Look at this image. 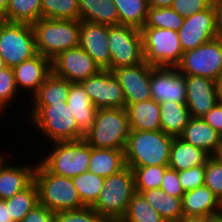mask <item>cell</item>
Here are the masks:
<instances>
[{
  "label": "cell",
  "instance_id": "836d02e7",
  "mask_svg": "<svg viewBox=\"0 0 222 222\" xmlns=\"http://www.w3.org/2000/svg\"><path fill=\"white\" fill-rule=\"evenodd\" d=\"M41 18L80 20L79 0H41Z\"/></svg>",
  "mask_w": 222,
  "mask_h": 222
},
{
  "label": "cell",
  "instance_id": "6da1fadb",
  "mask_svg": "<svg viewBox=\"0 0 222 222\" xmlns=\"http://www.w3.org/2000/svg\"><path fill=\"white\" fill-rule=\"evenodd\" d=\"M173 139L162 130H131L124 149L126 166L133 169L168 165Z\"/></svg>",
  "mask_w": 222,
  "mask_h": 222
},
{
  "label": "cell",
  "instance_id": "7dc6e473",
  "mask_svg": "<svg viewBox=\"0 0 222 222\" xmlns=\"http://www.w3.org/2000/svg\"><path fill=\"white\" fill-rule=\"evenodd\" d=\"M213 6L216 12L217 37L222 39V0H213Z\"/></svg>",
  "mask_w": 222,
  "mask_h": 222
},
{
  "label": "cell",
  "instance_id": "11a10c76",
  "mask_svg": "<svg viewBox=\"0 0 222 222\" xmlns=\"http://www.w3.org/2000/svg\"><path fill=\"white\" fill-rule=\"evenodd\" d=\"M7 67L5 62H4V59L3 57L0 55V70Z\"/></svg>",
  "mask_w": 222,
  "mask_h": 222
},
{
  "label": "cell",
  "instance_id": "4316f807",
  "mask_svg": "<svg viewBox=\"0 0 222 222\" xmlns=\"http://www.w3.org/2000/svg\"><path fill=\"white\" fill-rule=\"evenodd\" d=\"M80 20L108 26L119 25L117 8L112 0H79Z\"/></svg>",
  "mask_w": 222,
  "mask_h": 222
},
{
  "label": "cell",
  "instance_id": "7c38bea8",
  "mask_svg": "<svg viewBox=\"0 0 222 222\" xmlns=\"http://www.w3.org/2000/svg\"><path fill=\"white\" fill-rule=\"evenodd\" d=\"M80 84L97 109L126 108L122 87L111 70L101 69Z\"/></svg>",
  "mask_w": 222,
  "mask_h": 222
},
{
  "label": "cell",
  "instance_id": "5bb4252c",
  "mask_svg": "<svg viewBox=\"0 0 222 222\" xmlns=\"http://www.w3.org/2000/svg\"><path fill=\"white\" fill-rule=\"evenodd\" d=\"M177 34L183 53L216 38V12L214 6L212 5L207 10L184 18Z\"/></svg>",
  "mask_w": 222,
  "mask_h": 222
},
{
  "label": "cell",
  "instance_id": "4fadbf2b",
  "mask_svg": "<svg viewBox=\"0 0 222 222\" xmlns=\"http://www.w3.org/2000/svg\"><path fill=\"white\" fill-rule=\"evenodd\" d=\"M100 70L101 67L80 46L63 51L52 59V72L71 83H80Z\"/></svg>",
  "mask_w": 222,
  "mask_h": 222
},
{
  "label": "cell",
  "instance_id": "9a60e30c",
  "mask_svg": "<svg viewBox=\"0 0 222 222\" xmlns=\"http://www.w3.org/2000/svg\"><path fill=\"white\" fill-rule=\"evenodd\" d=\"M151 98L158 102L186 103L185 75L181 74L176 67L152 66L150 73Z\"/></svg>",
  "mask_w": 222,
  "mask_h": 222
},
{
  "label": "cell",
  "instance_id": "603a6c76",
  "mask_svg": "<svg viewBox=\"0 0 222 222\" xmlns=\"http://www.w3.org/2000/svg\"><path fill=\"white\" fill-rule=\"evenodd\" d=\"M179 138L213 156L222 136L202 118L191 117Z\"/></svg>",
  "mask_w": 222,
  "mask_h": 222
},
{
  "label": "cell",
  "instance_id": "816d5d0a",
  "mask_svg": "<svg viewBox=\"0 0 222 222\" xmlns=\"http://www.w3.org/2000/svg\"><path fill=\"white\" fill-rule=\"evenodd\" d=\"M213 157L222 163V138H221L220 143L218 145L217 151L214 153Z\"/></svg>",
  "mask_w": 222,
  "mask_h": 222
},
{
  "label": "cell",
  "instance_id": "f546056e",
  "mask_svg": "<svg viewBox=\"0 0 222 222\" xmlns=\"http://www.w3.org/2000/svg\"><path fill=\"white\" fill-rule=\"evenodd\" d=\"M69 89L70 82L52 72L31 97V105H52L66 102Z\"/></svg>",
  "mask_w": 222,
  "mask_h": 222
},
{
  "label": "cell",
  "instance_id": "60d3db41",
  "mask_svg": "<svg viewBox=\"0 0 222 222\" xmlns=\"http://www.w3.org/2000/svg\"><path fill=\"white\" fill-rule=\"evenodd\" d=\"M204 185L222 202V163L213 156H210L205 164Z\"/></svg>",
  "mask_w": 222,
  "mask_h": 222
},
{
  "label": "cell",
  "instance_id": "3957f363",
  "mask_svg": "<svg viewBox=\"0 0 222 222\" xmlns=\"http://www.w3.org/2000/svg\"><path fill=\"white\" fill-rule=\"evenodd\" d=\"M37 53L54 59L59 53L78 47L80 20L41 18L32 24Z\"/></svg>",
  "mask_w": 222,
  "mask_h": 222
},
{
  "label": "cell",
  "instance_id": "277c9868",
  "mask_svg": "<svg viewBox=\"0 0 222 222\" xmlns=\"http://www.w3.org/2000/svg\"><path fill=\"white\" fill-rule=\"evenodd\" d=\"M34 182L38 188L39 204L57 213L84 207L72 178L50 173L40 162L36 163Z\"/></svg>",
  "mask_w": 222,
  "mask_h": 222
},
{
  "label": "cell",
  "instance_id": "2e32d148",
  "mask_svg": "<svg viewBox=\"0 0 222 222\" xmlns=\"http://www.w3.org/2000/svg\"><path fill=\"white\" fill-rule=\"evenodd\" d=\"M111 72L122 87L126 108L130 104L151 99L150 73L152 65L144 61L135 66L112 69Z\"/></svg>",
  "mask_w": 222,
  "mask_h": 222
},
{
  "label": "cell",
  "instance_id": "cb8c5ba5",
  "mask_svg": "<svg viewBox=\"0 0 222 222\" xmlns=\"http://www.w3.org/2000/svg\"><path fill=\"white\" fill-rule=\"evenodd\" d=\"M126 110L128 113L130 130H161L160 106L159 103L152 98L135 104H130Z\"/></svg>",
  "mask_w": 222,
  "mask_h": 222
},
{
  "label": "cell",
  "instance_id": "83f0119b",
  "mask_svg": "<svg viewBox=\"0 0 222 222\" xmlns=\"http://www.w3.org/2000/svg\"><path fill=\"white\" fill-rule=\"evenodd\" d=\"M160 106L161 130L173 137H179L191 116L186 103L162 102Z\"/></svg>",
  "mask_w": 222,
  "mask_h": 222
},
{
  "label": "cell",
  "instance_id": "9f6ffc18",
  "mask_svg": "<svg viewBox=\"0 0 222 222\" xmlns=\"http://www.w3.org/2000/svg\"><path fill=\"white\" fill-rule=\"evenodd\" d=\"M219 86H220V98L222 100V78H221V80L219 82Z\"/></svg>",
  "mask_w": 222,
  "mask_h": 222
},
{
  "label": "cell",
  "instance_id": "d6a6232c",
  "mask_svg": "<svg viewBox=\"0 0 222 222\" xmlns=\"http://www.w3.org/2000/svg\"><path fill=\"white\" fill-rule=\"evenodd\" d=\"M38 204V188L34 181L23 191L6 199V206L9 207L12 222H21Z\"/></svg>",
  "mask_w": 222,
  "mask_h": 222
},
{
  "label": "cell",
  "instance_id": "7bdbcfd3",
  "mask_svg": "<svg viewBox=\"0 0 222 222\" xmlns=\"http://www.w3.org/2000/svg\"><path fill=\"white\" fill-rule=\"evenodd\" d=\"M213 5V0H174L171 8L183 18L195 13L209 9Z\"/></svg>",
  "mask_w": 222,
  "mask_h": 222
},
{
  "label": "cell",
  "instance_id": "f907efd6",
  "mask_svg": "<svg viewBox=\"0 0 222 222\" xmlns=\"http://www.w3.org/2000/svg\"><path fill=\"white\" fill-rule=\"evenodd\" d=\"M177 222H208V217H182Z\"/></svg>",
  "mask_w": 222,
  "mask_h": 222
},
{
  "label": "cell",
  "instance_id": "5b68a950",
  "mask_svg": "<svg viewBox=\"0 0 222 222\" xmlns=\"http://www.w3.org/2000/svg\"><path fill=\"white\" fill-rule=\"evenodd\" d=\"M130 131L126 108L97 109L94 123L84 140L92 148L124 150Z\"/></svg>",
  "mask_w": 222,
  "mask_h": 222
},
{
  "label": "cell",
  "instance_id": "7a4b0ae2",
  "mask_svg": "<svg viewBox=\"0 0 222 222\" xmlns=\"http://www.w3.org/2000/svg\"><path fill=\"white\" fill-rule=\"evenodd\" d=\"M31 107V108H30ZM29 122L46 137V141H77L84 139L66 102L29 106Z\"/></svg>",
  "mask_w": 222,
  "mask_h": 222
},
{
  "label": "cell",
  "instance_id": "db71d44e",
  "mask_svg": "<svg viewBox=\"0 0 222 222\" xmlns=\"http://www.w3.org/2000/svg\"><path fill=\"white\" fill-rule=\"evenodd\" d=\"M208 222H222V213L215 216L208 217Z\"/></svg>",
  "mask_w": 222,
  "mask_h": 222
},
{
  "label": "cell",
  "instance_id": "ab89813d",
  "mask_svg": "<svg viewBox=\"0 0 222 222\" xmlns=\"http://www.w3.org/2000/svg\"><path fill=\"white\" fill-rule=\"evenodd\" d=\"M55 222H108L90 206L65 210L54 214Z\"/></svg>",
  "mask_w": 222,
  "mask_h": 222
},
{
  "label": "cell",
  "instance_id": "52a82bcc",
  "mask_svg": "<svg viewBox=\"0 0 222 222\" xmlns=\"http://www.w3.org/2000/svg\"><path fill=\"white\" fill-rule=\"evenodd\" d=\"M46 157L39 162L58 176L74 178L89 170L91 146L84 140L52 142Z\"/></svg>",
  "mask_w": 222,
  "mask_h": 222
},
{
  "label": "cell",
  "instance_id": "bcb514c9",
  "mask_svg": "<svg viewBox=\"0 0 222 222\" xmlns=\"http://www.w3.org/2000/svg\"><path fill=\"white\" fill-rule=\"evenodd\" d=\"M201 118L222 136V100Z\"/></svg>",
  "mask_w": 222,
  "mask_h": 222
},
{
  "label": "cell",
  "instance_id": "c3c4849f",
  "mask_svg": "<svg viewBox=\"0 0 222 222\" xmlns=\"http://www.w3.org/2000/svg\"><path fill=\"white\" fill-rule=\"evenodd\" d=\"M0 222H12L6 200H0Z\"/></svg>",
  "mask_w": 222,
  "mask_h": 222
},
{
  "label": "cell",
  "instance_id": "4dcf8cb0",
  "mask_svg": "<svg viewBox=\"0 0 222 222\" xmlns=\"http://www.w3.org/2000/svg\"><path fill=\"white\" fill-rule=\"evenodd\" d=\"M41 19V0H9L0 20L13 23L33 24Z\"/></svg>",
  "mask_w": 222,
  "mask_h": 222
},
{
  "label": "cell",
  "instance_id": "d590c367",
  "mask_svg": "<svg viewBox=\"0 0 222 222\" xmlns=\"http://www.w3.org/2000/svg\"><path fill=\"white\" fill-rule=\"evenodd\" d=\"M120 222H166L140 193H135Z\"/></svg>",
  "mask_w": 222,
  "mask_h": 222
},
{
  "label": "cell",
  "instance_id": "8d00e7d4",
  "mask_svg": "<svg viewBox=\"0 0 222 222\" xmlns=\"http://www.w3.org/2000/svg\"><path fill=\"white\" fill-rule=\"evenodd\" d=\"M184 18L171 7H150L143 28H163L178 31Z\"/></svg>",
  "mask_w": 222,
  "mask_h": 222
},
{
  "label": "cell",
  "instance_id": "30bf717a",
  "mask_svg": "<svg viewBox=\"0 0 222 222\" xmlns=\"http://www.w3.org/2000/svg\"><path fill=\"white\" fill-rule=\"evenodd\" d=\"M176 68L183 75L206 77L219 83L222 78V39L216 37L184 52Z\"/></svg>",
  "mask_w": 222,
  "mask_h": 222
},
{
  "label": "cell",
  "instance_id": "8fae6325",
  "mask_svg": "<svg viewBox=\"0 0 222 222\" xmlns=\"http://www.w3.org/2000/svg\"><path fill=\"white\" fill-rule=\"evenodd\" d=\"M108 42L111 52L110 70L144 62L140 29L124 25L108 26Z\"/></svg>",
  "mask_w": 222,
  "mask_h": 222
},
{
  "label": "cell",
  "instance_id": "8992f818",
  "mask_svg": "<svg viewBox=\"0 0 222 222\" xmlns=\"http://www.w3.org/2000/svg\"><path fill=\"white\" fill-rule=\"evenodd\" d=\"M135 193L133 171L126 166L119 173L105 178L103 189L91 207L108 222H120Z\"/></svg>",
  "mask_w": 222,
  "mask_h": 222
},
{
  "label": "cell",
  "instance_id": "ee69618b",
  "mask_svg": "<svg viewBox=\"0 0 222 222\" xmlns=\"http://www.w3.org/2000/svg\"><path fill=\"white\" fill-rule=\"evenodd\" d=\"M160 189L169 195L183 197L185 192L180 184L178 171L167 167L161 181Z\"/></svg>",
  "mask_w": 222,
  "mask_h": 222
},
{
  "label": "cell",
  "instance_id": "f35d334b",
  "mask_svg": "<svg viewBox=\"0 0 222 222\" xmlns=\"http://www.w3.org/2000/svg\"><path fill=\"white\" fill-rule=\"evenodd\" d=\"M18 88L15 81L13 68L5 67L0 70V114L5 113L2 111L6 110V106L11 101L16 102L18 96ZM17 95V96H16ZM4 109V110H3Z\"/></svg>",
  "mask_w": 222,
  "mask_h": 222
},
{
  "label": "cell",
  "instance_id": "d4e9b609",
  "mask_svg": "<svg viewBox=\"0 0 222 222\" xmlns=\"http://www.w3.org/2000/svg\"><path fill=\"white\" fill-rule=\"evenodd\" d=\"M209 157L210 155L203 149L188 144L179 137H174L168 167L180 172L205 165Z\"/></svg>",
  "mask_w": 222,
  "mask_h": 222
},
{
  "label": "cell",
  "instance_id": "ba28073f",
  "mask_svg": "<svg viewBox=\"0 0 222 222\" xmlns=\"http://www.w3.org/2000/svg\"><path fill=\"white\" fill-rule=\"evenodd\" d=\"M144 61L155 67H176L183 50L177 31L163 28H142Z\"/></svg>",
  "mask_w": 222,
  "mask_h": 222
},
{
  "label": "cell",
  "instance_id": "e575fe53",
  "mask_svg": "<svg viewBox=\"0 0 222 222\" xmlns=\"http://www.w3.org/2000/svg\"><path fill=\"white\" fill-rule=\"evenodd\" d=\"M72 180L81 202L91 207L103 189L105 178L87 171L75 176Z\"/></svg>",
  "mask_w": 222,
  "mask_h": 222
},
{
  "label": "cell",
  "instance_id": "ffe728a7",
  "mask_svg": "<svg viewBox=\"0 0 222 222\" xmlns=\"http://www.w3.org/2000/svg\"><path fill=\"white\" fill-rule=\"evenodd\" d=\"M13 71L18 91L31 92L27 96L32 97L52 73V60L38 53L15 66Z\"/></svg>",
  "mask_w": 222,
  "mask_h": 222
},
{
  "label": "cell",
  "instance_id": "b9f144b4",
  "mask_svg": "<svg viewBox=\"0 0 222 222\" xmlns=\"http://www.w3.org/2000/svg\"><path fill=\"white\" fill-rule=\"evenodd\" d=\"M180 184L184 192L203 186L205 182V165L192 167L178 172Z\"/></svg>",
  "mask_w": 222,
  "mask_h": 222
},
{
  "label": "cell",
  "instance_id": "74e56055",
  "mask_svg": "<svg viewBox=\"0 0 222 222\" xmlns=\"http://www.w3.org/2000/svg\"><path fill=\"white\" fill-rule=\"evenodd\" d=\"M167 167L168 165L133 168L135 191L141 194L149 189L160 188Z\"/></svg>",
  "mask_w": 222,
  "mask_h": 222
},
{
  "label": "cell",
  "instance_id": "f6af8a7d",
  "mask_svg": "<svg viewBox=\"0 0 222 222\" xmlns=\"http://www.w3.org/2000/svg\"><path fill=\"white\" fill-rule=\"evenodd\" d=\"M54 212L47 207L36 205L21 222H55Z\"/></svg>",
  "mask_w": 222,
  "mask_h": 222
},
{
  "label": "cell",
  "instance_id": "f5cc1de1",
  "mask_svg": "<svg viewBox=\"0 0 222 222\" xmlns=\"http://www.w3.org/2000/svg\"><path fill=\"white\" fill-rule=\"evenodd\" d=\"M9 0H0V18L5 14Z\"/></svg>",
  "mask_w": 222,
  "mask_h": 222
},
{
  "label": "cell",
  "instance_id": "1f68e13d",
  "mask_svg": "<svg viewBox=\"0 0 222 222\" xmlns=\"http://www.w3.org/2000/svg\"><path fill=\"white\" fill-rule=\"evenodd\" d=\"M117 8L119 25L142 29L148 13V0H112Z\"/></svg>",
  "mask_w": 222,
  "mask_h": 222
},
{
  "label": "cell",
  "instance_id": "484cf974",
  "mask_svg": "<svg viewBox=\"0 0 222 222\" xmlns=\"http://www.w3.org/2000/svg\"><path fill=\"white\" fill-rule=\"evenodd\" d=\"M125 167L124 150L91 147L89 172L106 178L119 173Z\"/></svg>",
  "mask_w": 222,
  "mask_h": 222
},
{
  "label": "cell",
  "instance_id": "ac0fdd59",
  "mask_svg": "<svg viewBox=\"0 0 222 222\" xmlns=\"http://www.w3.org/2000/svg\"><path fill=\"white\" fill-rule=\"evenodd\" d=\"M79 46L101 67L110 70L108 25L80 20Z\"/></svg>",
  "mask_w": 222,
  "mask_h": 222
},
{
  "label": "cell",
  "instance_id": "7402d4cb",
  "mask_svg": "<svg viewBox=\"0 0 222 222\" xmlns=\"http://www.w3.org/2000/svg\"><path fill=\"white\" fill-rule=\"evenodd\" d=\"M66 104L76 120L79 130L85 135L94 123L96 106L80 83H71Z\"/></svg>",
  "mask_w": 222,
  "mask_h": 222
},
{
  "label": "cell",
  "instance_id": "f1b7e54d",
  "mask_svg": "<svg viewBox=\"0 0 222 222\" xmlns=\"http://www.w3.org/2000/svg\"><path fill=\"white\" fill-rule=\"evenodd\" d=\"M141 194L166 222H177L184 217L182 197L169 195L160 188L149 189Z\"/></svg>",
  "mask_w": 222,
  "mask_h": 222
},
{
  "label": "cell",
  "instance_id": "9c48e42d",
  "mask_svg": "<svg viewBox=\"0 0 222 222\" xmlns=\"http://www.w3.org/2000/svg\"><path fill=\"white\" fill-rule=\"evenodd\" d=\"M37 54L31 24L0 20V55L7 67L14 68Z\"/></svg>",
  "mask_w": 222,
  "mask_h": 222
},
{
  "label": "cell",
  "instance_id": "d6986e66",
  "mask_svg": "<svg viewBox=\"0 0 222 222\" xmlns=\"http://www.w3.org/2000/svg\"><path fill=\"white\" fill-rule=\"evenodd\" d=\"M6 154L7 152L0 151V200L11 198L27 188L34 181L36 167V163L25 165V162H20L18 166L7 165L8 155Z\"/></svg>",
  "mask_w": 222,
  "mask_h": 222
},
{
  "label": "cell",
  "instance_id": "e0dca14e",
  "mask_svg": "<svg viewBox=\"0 0 222 222\" xmlns=\"http://www.w3.org/2000/svg\"><path fill=\"white\" fill-rule=\"evenodd\" d=\"M186 105L192 118L203 117L220 98L219 83L201 76L185 75Z\"/></svg>",
  "mask_w": 222,
  "mask_h": 222
},
{
  "label": "cell",
  "instance_id": "681fc988",
  "mask_svg": "<svg viewBox=\"0 0 222 222\" xmlns=\"http://www.w3.org/2000/svg\"><path fill=\"white\" fill-rule=\"evenodd\" d=\"M174 0H148L150 7H171Z\"/></svg>",
  "mask_w": 222,
  "mask_h": 222
},
{
  "label": "cell",
  "instance_id": "44dd1931",
  "mask_svg": "<svg viewBox=\"0 0 222 222\" xmlns=\"http://www.w3.org/2000/svg\"><path fill=\"white\" fill-rule=\"evenodd\" d=\"M182 211L184 217H211L222 213V202L203 185L184 193Z\"/></svg>",
  "mask_w": 222,
  "mask_h": 222
}]
</instances>
